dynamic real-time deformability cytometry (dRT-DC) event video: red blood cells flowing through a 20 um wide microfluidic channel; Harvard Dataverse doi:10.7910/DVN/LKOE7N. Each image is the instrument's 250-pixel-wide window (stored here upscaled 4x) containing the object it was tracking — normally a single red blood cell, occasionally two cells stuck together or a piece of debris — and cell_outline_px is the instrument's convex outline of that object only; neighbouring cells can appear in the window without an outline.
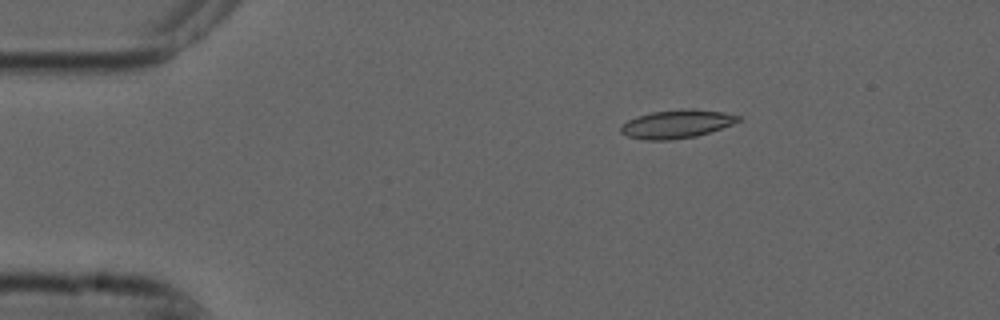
{"species": "common noctule bat (a hibernating species)", "species_latin": "Nyctalus noctula", "temperature_condition": "cold", "stored_images_in_passage": 6, "camera_frame_rate_fps": 3000, "um_per_image_px": 0.085, "animal": {"sex": "male", "forearm_length_mm": 52.5}, "frame": {"image": 1, "passage_image": 3, "time_ms": 0.667, "image_size_px": [1000, 320], "cell_outline_px": [[740, 120], [732, 124], [696, 136], [668, 140], [644, 140], [628, 136], [620, 132], [620, 128], [628, 120], [652, 112], [680, 108], [692, 108], [724, 112], [740, 116]], "centroid_in_image_um": [57.52, 10.53], "position_along_channel_um": 27.5, "area_um2": 19.25}}